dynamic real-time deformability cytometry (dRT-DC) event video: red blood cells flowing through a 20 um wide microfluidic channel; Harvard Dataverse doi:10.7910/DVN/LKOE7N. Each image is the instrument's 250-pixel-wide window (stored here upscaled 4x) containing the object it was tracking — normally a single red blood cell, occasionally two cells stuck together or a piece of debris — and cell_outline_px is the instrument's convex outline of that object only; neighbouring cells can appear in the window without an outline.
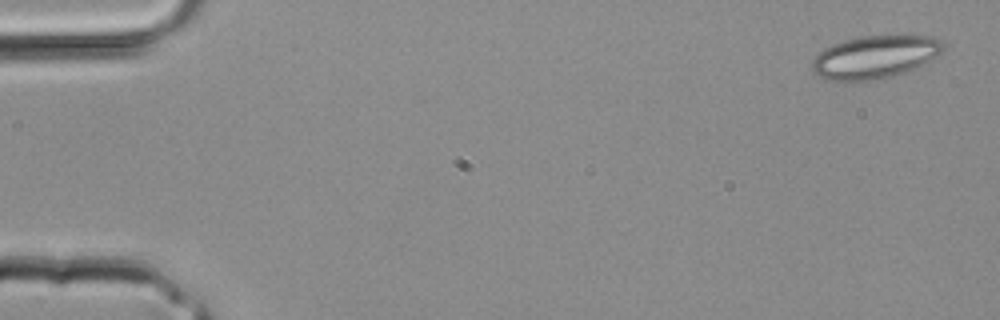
{"species": "common noctule bat (a hibernating species)", "species_latin": "Nyctalus noctula", "temperature_condition": "room temperature", "stored_images_in_passage": 4, "camera_frame_rate_fps": 3000, "um_per_image_px": 0.085, "animal": {"sex": "male", "body_mass_g": 20.4}, "frame": {"image": 1, "passage_image": 1, "time_ms": 0.0, "image_size_px": [1000, 320], "cell_outline_px": [[944, 48], [936, 56], [916, 68], [904, 72], [872, 80], [844, 84], [828, 80], [812, 72], [812, 60], [824, 48], [832, 44], [844, 40], [860, 36], [928, 36], [940, 40], [944, 44]], "centroid_in_image_um": [74.29, 4.87], "position_along_channel_um": 10.7, "area_um2": 32.89}}